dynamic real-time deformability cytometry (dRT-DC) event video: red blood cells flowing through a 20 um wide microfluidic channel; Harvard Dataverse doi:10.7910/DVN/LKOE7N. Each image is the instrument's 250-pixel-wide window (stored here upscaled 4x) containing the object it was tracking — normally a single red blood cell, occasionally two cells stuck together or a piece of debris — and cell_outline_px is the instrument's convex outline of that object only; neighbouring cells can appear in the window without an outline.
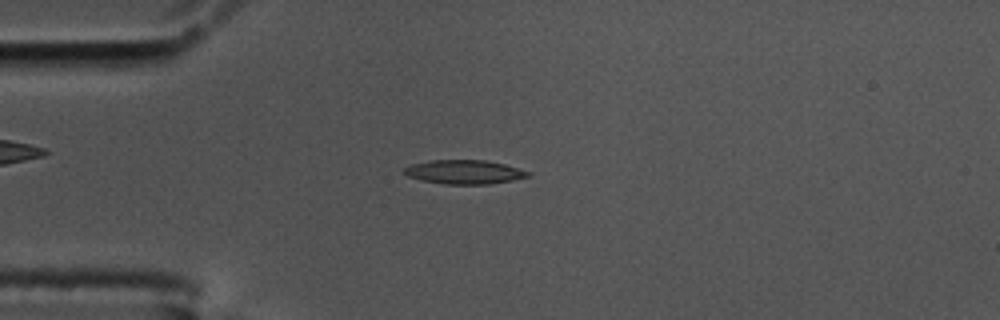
{"species": "common noctule bat (a hibernating species)", "species_latin": "Nyctalus noctula", "temperature_condition": "cold", "stored_images_in_passage": 57, "camera_frame_rate_fps": 3000, "um_per_image_px": 0.085, "animal": {"sex": "male", "body_mass_g": 17.5, "forearm_length_mm": 52.3}, "frame": {"image": 1, "passage_image": 14, "time_ms": 4.333, "image_size_px": [1000, 320], "cell_outline_px": [[532, 176], [512, 180], [488, 184], [448, 184], [420, 180], [408, 176], [404, 172], [404, 168], [412, 164], [428, 160], [484, 160], [504, 164], [532, 172]], "centroid_in_image_um": [39.49, 14.61], "position_along_channel_um": 45.5, "area_um2": 17.28}}
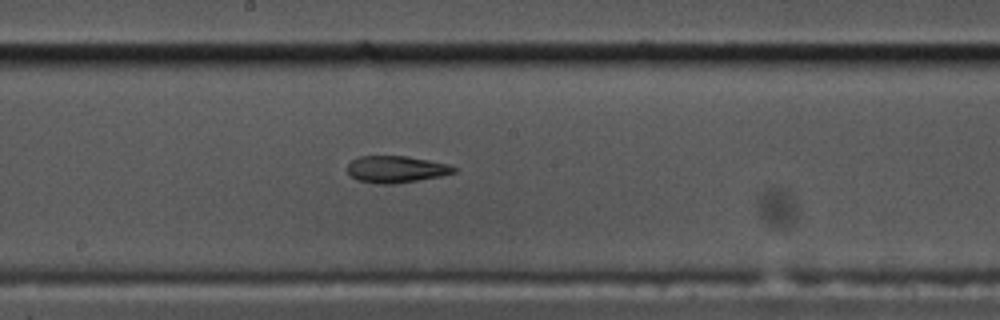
{"frame": {"image": 2, "passage_image": 30, "time_ms": 9.667, "image_size_px": [1000, 320], "cell_outline_px": [[456, 172], [440, 176], [392, 184], [380, 184], [356, 180], [348, 172], [348, 164], [352, 160], [360, 156], [408, 156], [448, 164], [456, 168]], "centroid_in_image_um": [33.65, 14.38], "position_along_channel_um": 214.5, "area_um2": 16.47}}
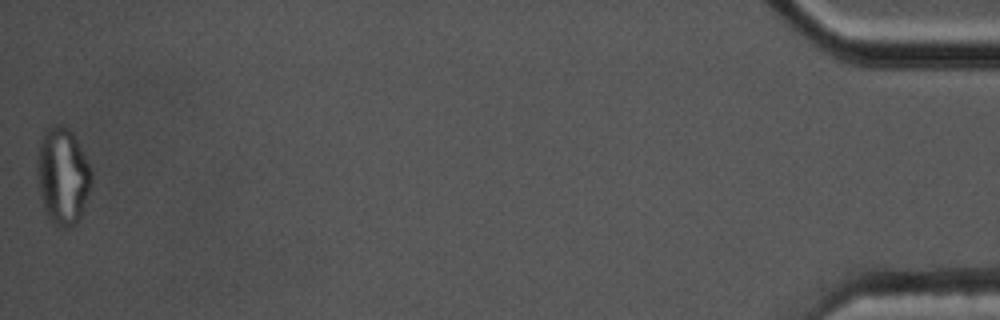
{"frame": {"image": 3, "passage_image": 57, "time_ms": 18.667, "image_size_px": [1000, 320], "cell_outline_px": [[92, 180], [80, 220], [76, 224], [68, 228], [60, 228], [52, 224], [48, 220], [40, 196], [36, 172], [36, 160], [40, 140], [44, 128], [52, 124], [64, 124], [72, 132], [92, 172]], "centroid_in_image_um": [5.29, 14.97], "position_along_channel_um": 429.9, "area_um2": 31.21}, "authors_computed_cell_mechanics": {"area_um2": 17.1666, "velocity_mm_per_s": 3.469, "shape_relaxation_time_tau1_ms": null, "shape_relaxation_time_tau2_ms": 3.3521, "deformation_change_tau1": null, "deformation_change_tau2": 0.104}}